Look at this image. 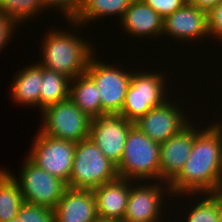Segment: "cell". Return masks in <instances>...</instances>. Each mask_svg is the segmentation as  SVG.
I'll return each instance as SVG.
<instances>
[{"mask_svg": "<svg viewBox=\"0 0 222 222\" xmlns=\"http://www.w3.org/2000/svg\"><path fill=\"white\" fill-rule=\"evenodd\" d=\"M206 127L196 126L188 160L169 183L171 196L202 195L222 188V131L215 123Z\"/></svg>", "mask_w": 222, "mask_h": 222, "instance_id": "6da1fadb", "label": "cell"}, {"mask_svg": "<svg viewBox=\"0 0 222 222\" xmlns=\"http://www.w3.org/2000/svg\"><path fill=\"white\" fill-rule=\"evenodd\" d=\"M50 32V33H49ZM47 32L42 43V59L39 64L48 70L59 72L70 79L86 73L94 49L86 40L58 28Z\"/></svg>", "mask_w": 222, "mask_h": 222, "instance_id": "7a4b0ae2", "label": "cell"}, {"mask_svg": "<svg viewBox=\"0 0 222 222\" xmlns=\"http://www.w3.org/2000/svg\"><path fill=\"white\" fill-rule=\"evenodd\" d=\"M159 151L160 144L134 125L129 130L124 152L117 166L119 178L131 181H160Z\"/></svg>", "mask_w": 222, "mask_h": 222, "instance_id": "3957f363", "label": "cell"}, {"mask_svg": "<svg viewBox=\"0 0 222 222\" xmlns=\"http://www.w3.org/2000/svg\"><path fill=\"white\" fill-rule=\"evenodd\" d=\"M118 178L117 166L89 137L76 142L69 188L93 190Z\"/></svg>", "mask_w": 222, "mask_h": 222, "instance_id": "277c9868", "label": "cell"}, {"mask_svg": "<svg viewBox=\"0 0 222 222\" xmlns=\"http://www.w3.org/2000/svg\"><path fill=\"white\" fill-rule=\"evenodd\" d=\"M162 73H152V71L135 73L133 71L120 112L124 118L136 122L152 108L158 107L168 100L166 95L168 85L165 82L168 80Z\"/></svg>", "mask_w": 222, "mask_h": 222, "instance_id": "5b68a950", "label": "cell"}, {"mask_svg": "<svg viewBox=\"0 0 222 222\" xmlns=\"http://www.w3.org/2000/svg\"><path fill=\"white\" fill-rule=\"evenodd\" d=\"M40 131L50 137L79 142L89 137L91 120L68 98L45 107Z\"/></svg>", "mask_w": 222, "mask_h": 222, "instance_id": "8992f818", "label": "cell"}, {"mask_svg": "<svg viewBox=\"0 0 222 222\" xmlns=\"http://www.w3.org/2000/svg\"><path fill=\"white\" fill-rule=\"evenodd\" d=\"M93 57V58H92ZM86 73L93 79L101 101V114L120 113L125 101L132 71L110 65L91 56Z\"/></svg>", "mask_w": 222, "mask_h": 222, "instance_id": "52a82bcc", "label": "cell"}, {"mask_svg": "<svg viewBox=\"0 0 222 222\" xmlns=\"http://www.w3.org/2000/svg\"><path fill=\"white\" fill-rule=\"evenodd\" d=\"M25 159L19 179L14 176L24 202L54 210L68 188L67 183L37 166L28 157Z\"/></svg>", "mask_w": 222, "mask_h": 222, "instance_id": "ba28073f", "label": "cell"}, {"mask_svg": "<svg viewBox=\"0 0 222 222\" xmlns=\"http://www.w3.org/2000/svg\"><path fill=\"white\" fill-rule=\"evenodd\" d=\"M38 132L27 157L51 175L68 183L76 142L50 137L40 130Z\"/></svg>", "mask_w": 222, "mask_h": 222, "instance_id": "9c48e42d", "label": "cell"}, {"mask_svg": "<svg viewBox=\"0 0 222 222\" xmlns=\"http://www.w3.org/2000/svg\"><path fill=\"white\" fill-rule=\"evenodd\" d=\"M134 122L120 113H103L91 120L89 138L116 166L119 165L129 130Z\"/></svg>", "mask_w": 222, "mask_h": 222, "instance_id": "30bf717a", "label": "cell"}, {"mask_svg": "<svg viewBox=\"0 0 222 222\" xmlns=\"http://www.w3.org/2000/svg\"><path fill=\"white\" fill-rule=\"evenodd\" d=\"M164 182L165 181H156V183L151 184L150 182L148 184L147 181L146 185L143 181L141 185L138 184L136 187L133 185L136 183V180L135 182L132 181L122 222H162L160 220L162 216L163 197L166 196V192L171 194L169 183L165 182L163 185ZM165 185L166 187L164 188ZM164 189L166 191H164Z\"/></svg>", "mask_w": 222, "mask_h": 222, "instance_id": "8fae6325", "label": "cell"}, {"mask_svg": "<svg viewBox=\"0 0 222 222\" xmlns=\"http://www.w3.org/2000/svg\"><path fill=\"white\" fill-rule=\"evenodd\" d=\"M171 100L152 108L134 122L145 135L159 144L179 133L190 123L186 117L188 115L182 112L184 110L176 106L177 101L171 102Z\"/></svg>", "mask_w": 222, "mask_h": 222, "instance_id": "7c38bea8", "label": "cell"}, {"mask_svg": "<svg viewBox=\"0 0 222 222\" xmlns=\"http://www.w3.org/2000/svg\"><path fill=\"white\" fill-rule=\"evenodd\" d=\"M178 41H192L209 36L208 12L187 2L182 8L163 18L162 35Z\"/></svg>", "mask_w": 222, "mask_h": 222, "instance_id": "4fadbf2b", "label": "cell"}, {"mask_svg": "<svg viewBox=\"0 0 222 222\" xmlns=\"http://www.w3.org/2000/svg\"><path fill=\"white\" fill-rule=\"evenodd\" d=\"M192 123L160 144V181L170 183L188 160L195 138L196 126Z\"/></svg>", "mask_w": 222, "mask_h": 222, "instance_id": "5bb4252c", "label": "cell"}, {"mask_svg": "<svg viewBox=\"0 0 222 222\" xmlns=\"http://www.w3.org/2000/svg\"><path fill=\"white\" fill-rule=\"evenodd\" d=\"M55 222H94L98 219L91 189L67 188L55 209Z\"/></svg>", "mask_w": 222, "mask_h": 222, "instance_id": "9a60e30c", "label": "cell"}, {"mask_svg": "<svg viewBox=\"0 0 222 222\" xmlns=\"http://www.w3.org/2000/svg\"><path fill=\"white\" fill-rule=\"evenodd\" d=\"M131 180L118 178L93 189L98 219L122 222L131 189Z\"/></svg>", "mask_w": 222, "mask_h": 222, "instance_id": "2e32d148", "label": "cell"}, {"mask_svg": "<svg viewBox=\"0 0 222 222\" xmlns=\"http://www.w3.org/2000/svg\"><path fill=\"white\" fill-rule=\"evenodd\" d=\"M120 24L123 32L131 34L130 36H162L163 18L143 0H133L120 19Z\"/></svg>", "mask_w": 222, "mask_h": 222, "instance_id": "e0dca14e", "label": "cell"}, {"mask_svg": "<svg viewBox=\"0 0 222 222\" xmlns=\"http://www.w3.org/2000/svg\"><path fill=\"white\" fill-rule=\"evenodd\" d=\"M27 67V68H26ZM15 75L11 84V97L21 105L38 106L43 67L37 62L26 66Z\"/></svg>", "mask_w": 222, "mask_h": 222, "instance_id": "ac0fdd59", "label": "cell"}, {"mask_svg": "<svg viewBox=\"0 0 222 222\" xmlns=\"http://www.w3.org/2000/svg\"><path fill=\"white\" fill-rule=\"evenodd\" d=\"M69 98L90 119H95L101 115L98 89L87 73L71 79Z\"/></svg>", "mask_w": 222, "mask_h": 222, "instance_id": "d6986e66", "label": "cell"}, {"mask_svg": "<svg viewBox=\"0 0 222 222\" xmlns=\"http://www.w3.org/2000/svg\"><path fill=\"white\" fill-rule=\"evenodd\" d=\"M132 2L133 0H84L75 19L69 20V23L77 28L79 26L83 27V25L86 27L90 20H97L102 16L117 15L122 18Z\"/></svg>", "mask_w": 222, "mask_h": 222, "instance_id": "ffe728a7", "label": "cell"}, {"mask_svg": "<svg viewBox=\"0 0 222 222\" xmlns=\"http://www.w3.org/2000/svg\"><path fill=\"white\" fill-rule=\"evenodd\" d=\"M24 203L20 186L10 171L0 170V222L16 217Z\"/></svg>", "mask_w": 222, "mask_h": 222, "instance_id": "44dd1931", "label": "cell"}, {"mask_svg": "<svg viewBox=\"0 0 222 222\" xmlns=\"http://www.w3.org/2000/svg\"><path fill=\"white\" fill-rule=\"evenodd\" d=\"M70 81L66 75L43 68L39 96L40 112L49 105L69 98Z\"/></svg>", "mask_w": 222, "mask_h": 222, "instance_id": "7402d4cb", "label": "cell"}, {"mask_svg": "<svg viewBox=\"0 0 222 222\" xmlns=\"http://www.w3.org/2000/svg\"><path fill=\"white\" fill-rule=\"evenodd\" d=\"M42 0H0V11L11 17L18 25L44 11ZM25 20V21H24ZM23 21V22H22Z\"/></svg>", "mask_w": 222, "mask_h": 222, "instance_id": "603a6c76", "label": "cell"}, {"mask_svg": "<svg viewBox=\"0 0 222 222\" xmlns=\"http://www.w3.org/2000/svg\"><path fill=\"white\" fill-rule=\"evenodd\" d=\"M207 195V196H206ZM204 198H200L199 201L191 207V211L187 213L189 216L185 217V222H218L219 210H218V191L214 193L203 194ZM206 196V197H205ZM202 200V201H201Z\"/></svg>", "mask_w": 222, "mask_h": 222, "instance_id": "cb8c5ba5", "label": "cell"}, {"mask_svg": "<svg viewBox=\"0 0 222 222\" xmlns=\"http://www.w3.org/2000/svg\"><path fill=\"white\" fill-rule=\"evenodd\" d=\"M20 222H55V212L44 206L24 202L17 215Z\"/></svg>", "mask_w": 222, "mask_h": 222, "instance_id": "d4e9b609", "label": "cell"}, {"mask_svg": "<svg viewBox=\"0 0 222 222\" xmlns=\"http://www.w3.org/2000/svg\"><path fill=\"white\" fill-rule=\"evenodd\" d=\"M45 8L52 7L61 10L63 16H66L67 21L74 20L80 10L84 0H42ZM57 7V8H56Z\"/></svg>", "mask_w": 222, "mask_h": 222, "instance_id": "484cf974", "label": "cell"}, {"mask_svg": "<svg viewBox=\"0 0 222 222\" xmlns=\"http://www.w3.org/2000/svg\"><path fill=\"white\" fill-rule=\"evenodd\" d=\"M156 11L162 18L182 8L188 0H143Z\"/></svg>", "mask_w": 222, "mask_h": 222, "instance_id": "4316f807", "label": "cell"}, {"mask_svg": "<svg viewBox=\"0 0 222 222\" xmlns=\"http://www.w3.org/2000/svg\"><path fill=\"white\" fill-rule=\"evenodd\" d=\"M209 36L222 40V1L208 12Z\"/></svg>", "mask_w": 222, "mask_h": 222, "instance_id": "83f0119b", "label": "cell"}, {"mask_svg": "<svg viewBox=\"0 0 222 222\" xmlns=\"http://www.w3.org/2000/svg\"><path fill=\"white\" fill-rule=\"evenodd\" d=\"M16 25L18 26L11 17L0 11V51L11 40L9 38L14 33Z\"/></svg>", "mask_w": 222, "mask_h": 222, "instance_id": "f1b7e54d", "label": "cell"}, {"mask_svg": "<svg viewBox=\"0 0 222 222\" xmlns=\"http://www.w3.org/2000/svg\"><path fill=\"white\" fill-rule=\"evenodd\" d=\"M222 0H188L191 5L198 7L199 9L209 12L215 6H217Z\"/></svg>", "mask_w": 222, "mask_h": 222, "instance_id": "f546056e", "label": "cell"}, {"mask_svg": "<svg viewBox=\"0 0 222 222\" xmlns=\"http://www.w3.org/2000/svg\"><path fill=\"white\" fill-rule=\"evenodd\" d=\"M218 210H219L218 222H222V188L218 190Z\"/></svg>", "mask_w": 222, "mask_h": 222, "instance_id": "4dcf8cb0", "label": "cell"}, {"mask_svg": "<svg viewBox=\"0 0 222 222\" xmlns=\"http://www.w3.org/2000/svg\"><path fill=\"white\" fill-rule=\"evenodd\" d=\"M8 222H20V221H19L18 217L16 216V217L10 219Z\"/></svg>", "mask_w": 222, "mask_h": 222, "instance_id": "1f68e13d", "label": "cell"}, {"mask_svg": "<svg viewBox=\"0 0 222 222\" xmlns=\"http://www.w3.org/2000/svg\"><path fill=\"white\" fill-rule=\"evenodd\" d=\"M220 129H221V131H222V120H221V122H220V124L218 123V122H214Z\"/></svg>", "mask_w": 222, "mask_h": 222, "instance_id": "d6a6232c", "label": "cell"}, {"mask_svg": "<svg viewBox=\"0 0 222 222\" xmlns=\"http://www.w3.org/2000/svg\"><path fill=\"white\" fill-rule=\"evenodd\" d=\"M94 222H113V221H107V220L97 219V220L94 221Z\"/></svg>", "mask_w": 222, "mask_h": 222, "instance_id": "836d02e7", "label": "cell"}]
</instances>
